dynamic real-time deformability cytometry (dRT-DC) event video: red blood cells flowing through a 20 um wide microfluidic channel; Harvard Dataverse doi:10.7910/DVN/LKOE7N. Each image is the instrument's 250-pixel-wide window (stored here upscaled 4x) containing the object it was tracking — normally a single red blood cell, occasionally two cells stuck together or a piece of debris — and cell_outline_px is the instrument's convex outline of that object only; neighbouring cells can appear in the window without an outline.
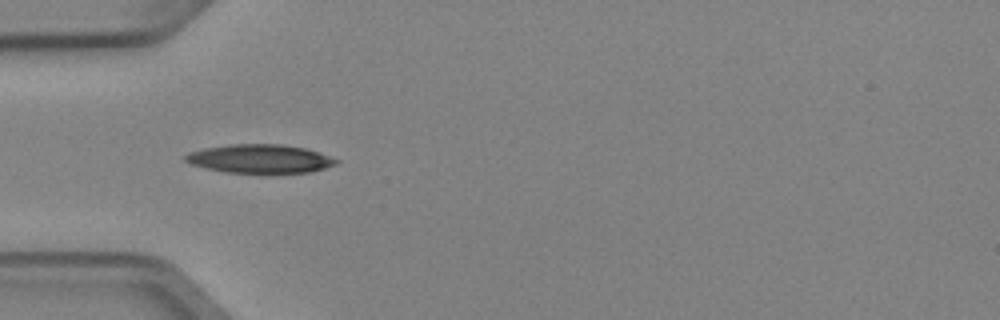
{"species": "Egyptian fruit bat (a non-hibernating species)", "species_latin": "Rousettus aegyptiacus", "temperature_condition": "cold", "stored_images_in_passage": 6, "camera_frame_rate_fps": 3000, "um_per_image_px": 0.085, "animal": {"sex": "female"}, "frame": {"image": 1, "passage_image": 5, "time_ms": 1.333, "image_size_px": [1000, 320], "cell_outline_px": [[340, 160], [336, 164], [312, 172], [224, 172], [192, 164], [184, 160], [184, 156], [188, 152], [204, 148], [232, 144], [280, 144], [304, 148]], "centroid_in_image_um": [22.07, 13.48], "position_along_channel_um": 62.9, "area_um2": 24.74}}
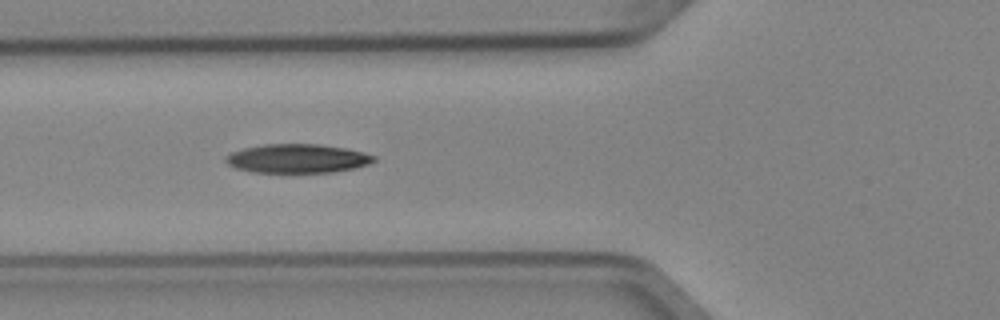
{"frame": {"image": 2, "passage_image": 6, "time_ms": 1.667, "image_size_px": [1000, 320], "cell_outline_px": [[376, 160], [368, 164], [352, 168], [332, 172], [252, 172], [236, 168], [228, 164], [224, 160], [224, 156], [232, 152], [244, 148], [264, 144], [316, 144], [344, 148], [364, 152], [376, 156]], "centroid_in_image_um": [25.25, 13.47], "position_along_channel_um": 100.5, "area_um2": 24.8}}